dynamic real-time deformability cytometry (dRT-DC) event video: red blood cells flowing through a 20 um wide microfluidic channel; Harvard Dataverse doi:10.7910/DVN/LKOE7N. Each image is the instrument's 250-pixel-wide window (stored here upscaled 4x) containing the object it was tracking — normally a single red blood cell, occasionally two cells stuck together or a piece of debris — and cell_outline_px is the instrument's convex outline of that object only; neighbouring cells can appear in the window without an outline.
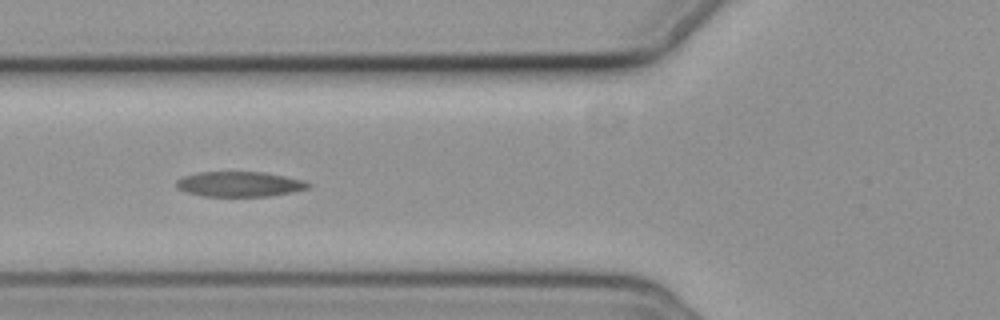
{"species": "common noctule bat (a hibernating species)", "species_latin": "Nyctalus noctula", "temperature_condition": "cold", "stored_images_in_passage": 10, "camera_frame_rate_fps": 3000, "um_per_image_px": 0.085, "animal": {"sex": "female", "body_mass_g": 19.3, "forearm_length_mm": 54.1}, "frame": {"image": 1, "passage_image": 5, "time_ms": 5.667, "image_size_px": [1000, 320], "cell_outline_px": [[312, 188], [292, 192], [268, 196], [204, 196], [184, 192], [176, 188], [176, 180], [180, 176], [200, 172], [264, 172], [304, 180], [312, 184]], "centroid_in_image_um": [20.35, 15.65], "position_along_channel_um": 105.5, "area_um2": 19.54}}
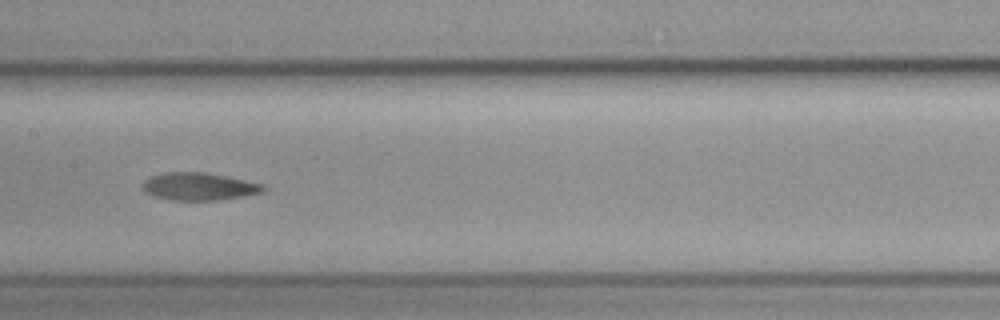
{"frame": {"image": 2, "passage_image": 7, "time_ms": 8.0, "image_size_px": [1000, 320], "cell_outline_px": [[264, 192], [244, 196], [220, 200], [172, 200], [152, 196], [144, 192], [140, 188], [140, 184], [148, 176], [168, 172], [204, 172], [264, 184]], "centroid_in_image_um": [16.83, 15.85], "position_along_channel_um": 190.6, "area_um2": 19.59}}
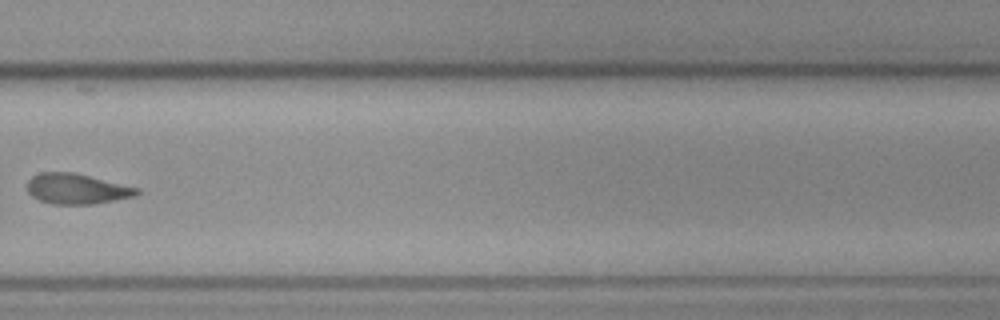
{"frame": {"image": 3, "passage_image": 10, "time_ms": 11.667, "image_size_px": [1000, 320], "cell_outline_px": [[140, 192], [136, 196], [92, 204], [52, 204], [40, 200], [32, 196], [28, 192], [28, 180], [32, 176], [40, 172], [76, 172], [140, 188]], "centroid_in_image_um": [6.54, 16.04], "position_along_channel_um": 323.3, "area_um2": 19.54}}